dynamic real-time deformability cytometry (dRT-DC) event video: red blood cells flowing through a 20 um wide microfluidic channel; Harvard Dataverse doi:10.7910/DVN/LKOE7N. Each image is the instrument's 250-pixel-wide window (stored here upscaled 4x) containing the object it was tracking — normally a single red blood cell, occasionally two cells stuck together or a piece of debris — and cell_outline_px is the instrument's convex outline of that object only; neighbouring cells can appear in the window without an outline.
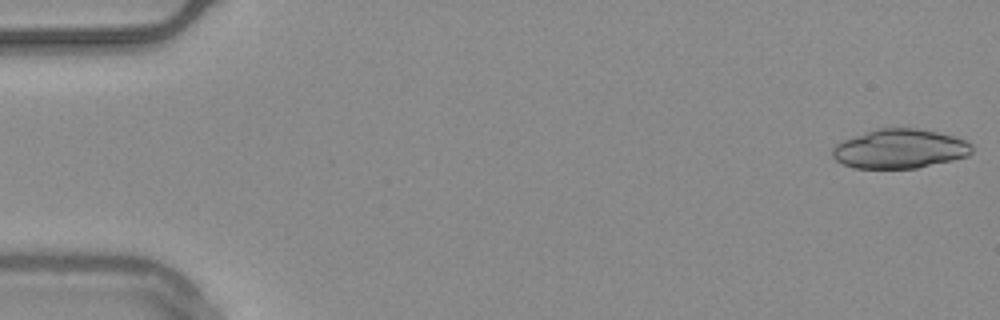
{"species": "common noctule bat (a hibernating species)", "species_latin": "Nyctalus noctula", "temperature_condition": "warm", "stored_images_in_passage": 50, "camera_frame_rate_fps": 3000, "um_per_image_px": 0.085, "animal": {"sex": "male", "body_mass_g": 20.4}, "frame": {"image": 1, "passage_image": 1, "time_ms": 0.0, "image_size_px": [1000, 320], "cell_outline_px": [[972, 152], [968, 156], [952, 160], [916, 168], [852, 168], [836, 160], [832, 156], [832, 148], [836, 144], [844, 140], [876, 128], [916, 128], [936, 132], [952, 136], [964, 140], [972, 144]], "centroid_in_image_um": [76.47, 12.65], "position_along_channel_um": 8.5, "area_um2": 31.73}}